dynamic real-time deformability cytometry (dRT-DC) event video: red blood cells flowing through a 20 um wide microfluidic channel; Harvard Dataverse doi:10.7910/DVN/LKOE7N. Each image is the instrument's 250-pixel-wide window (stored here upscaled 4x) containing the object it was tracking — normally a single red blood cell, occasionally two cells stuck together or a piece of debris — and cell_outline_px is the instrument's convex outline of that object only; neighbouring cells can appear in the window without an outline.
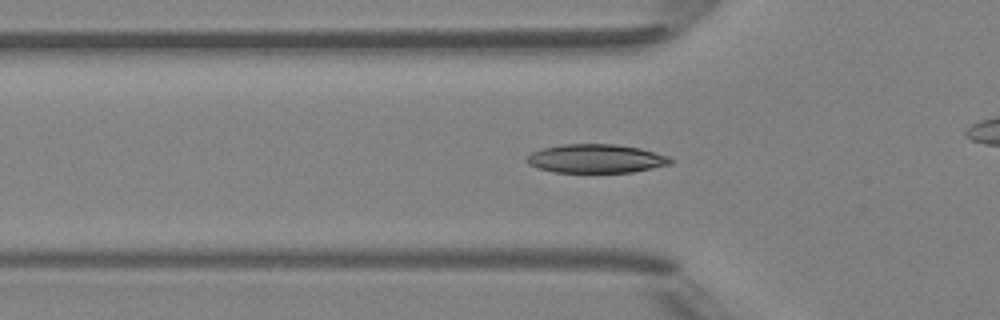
{"species": "Egyptian fruit bat (a non-hibernating species)", "species_latin": "Rousettus aegyptiacus", "temperature_condition": "room temperature", "stored_images_in_passage": 34, "camera_frame_rate_fps": 3000, "um_per_image_px": 0.085, "animal": {"sex": "female"}, "frame": {"image": 1, "passage_image": 10, "time_ms": 3.0, "image_size_px": [1000, 320], "cell_outline_px": [[672, 164], [632, 172], [556, 172], [540, 168], [528, 164], [524, 160], [532, 152], [540, 148], [564, 144], [616, 144], [640, 148], [656, 152], [668, 156], [672, 160]], "centroid_in_image_um": [50.66, 13.47], "position_along_channel_um": 75.1, "area_um2": 24.04}}
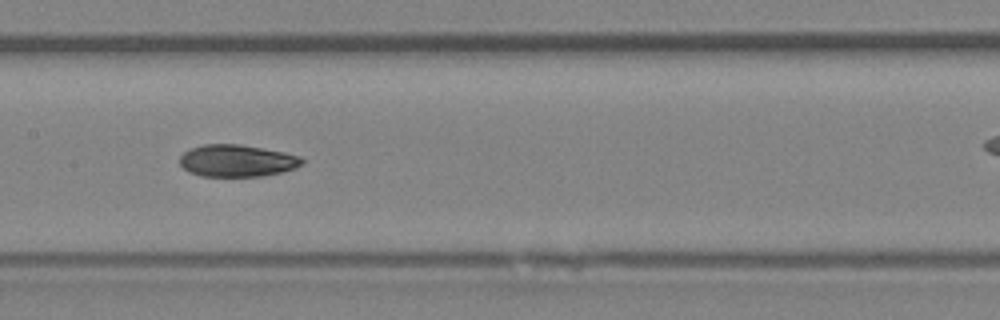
{"frame": {"image": 2, "passage_image": 18, "time_ms": 5.667, "image_size_px": [1000, 320], "cell_outline_px": [[304, 164], [296, 168], [264, 176], [200, 176], [188, 172], [180, 164], [180, 156], [184, 152], [192, 148], [204, 144], [240, 144], [284, 152], [300, 156], [304, 160]], "centroid_in_image_um": [20.16, 13.66], "position_along_channel_um": 187.2, "area_um2": 22.89}}
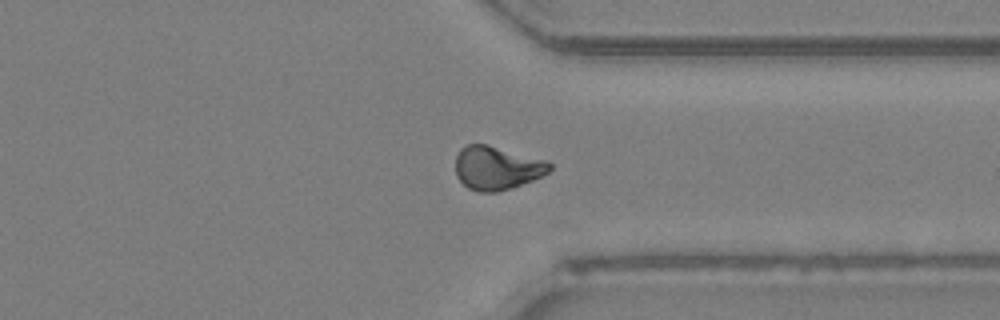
{"frame": {"image": 3, "passage_image": 31, "time_ms": 10.0, "image_size_px": [1000, 320], "cell_outline_px": [[552, 168], [548, 172], [532, 180], [512, 188], [496, 192], [480, 192], [468, 188], [456, 176], [456, 156], [460, 148], [468, 144], [488, 144], [548, 160], [552, 164]], "centroid_in_image_um": [42.24, 14.26], "position_along_channel_um": 369.2, "area_um2": 24.04}}